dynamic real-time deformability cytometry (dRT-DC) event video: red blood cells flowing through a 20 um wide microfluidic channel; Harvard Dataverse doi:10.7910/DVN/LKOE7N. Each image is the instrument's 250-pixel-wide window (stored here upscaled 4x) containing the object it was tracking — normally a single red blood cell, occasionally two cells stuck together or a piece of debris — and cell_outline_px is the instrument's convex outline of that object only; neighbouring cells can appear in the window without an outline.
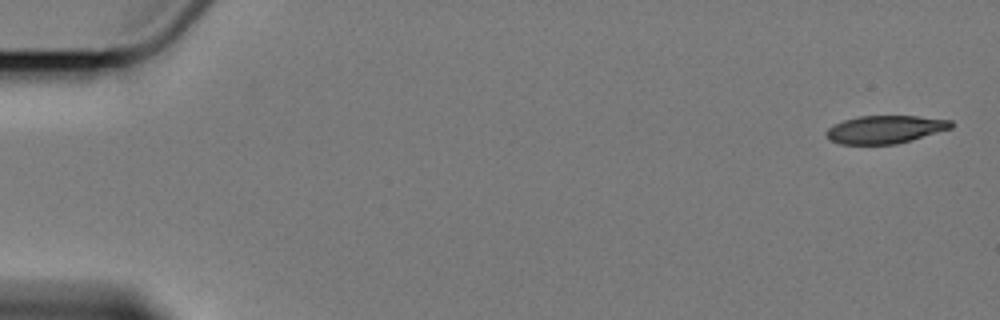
{"species": "Egyptian fruit bat (a non-hibernating species)", "species_latin": "Rousettus aegyptiacus", "temperature_condition": "cold", "stored_images_in_passage": 8, "camera_frame_rate_fps": 3000, "um_per_image_px": 0.085, "animal": {"sex": "female"}, "frame": {"image": 1, "passage_image": 1, "time_ms": 0.0, "image_size_px": [1000, 320], "cell_outline_px": [[952, 128], [896, 144], [840, 144], [832, 140], [824, 132], [828, 128], [844, 120], [860, 116], [916, 116], [952, 120]], "centroid_in_image_um": [75.24, 11.0], "position_along_channel_um": 9.8, "area_um2": 20.0}}
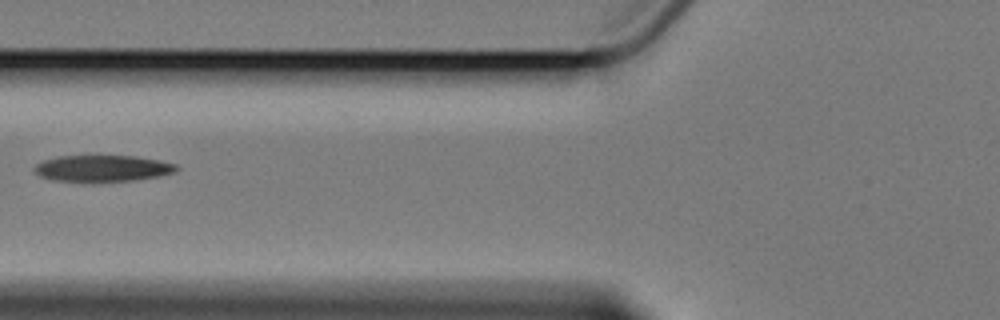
{"frame": {"image": 2, "passage_image": 7, "time_ms": 7.333, "image_size_px": [1000, 320], "cell_outline_px": [[180, 168], [176, 172], [156, 176], [132, 180], [56, 180], [40, 176], [32, 168], [36, 164], [44, 160], [56, 156], [136, 156], [160, 160], [176, 164]], "centroid_in_image_um": [8.74, 14.28], "position_along_channel_um": 117.1, "area_um2": 21.33}}
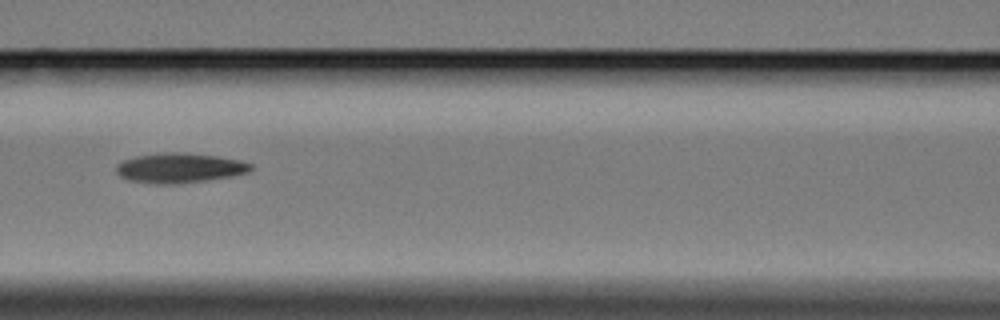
{"frame": {"image": 3, "passage_image": 8, "time_ms": 8.333, "image_size_px": [1000, 320], "cell_outline_px": [[252, 168], [248, 172], [232, 176], [208, 180], [176, 184], [156, 184], [128, 180], [120, 176], [116, 172], [116, 164], [124, 160], [136, 156], [160, 152], [184, 152], [216, 156], [240, 160], [252, 164]], "centroid_in_image_um": [15.24, 14.27], "position_along_channel_um": 151.4, "area_um2": 23.52}}